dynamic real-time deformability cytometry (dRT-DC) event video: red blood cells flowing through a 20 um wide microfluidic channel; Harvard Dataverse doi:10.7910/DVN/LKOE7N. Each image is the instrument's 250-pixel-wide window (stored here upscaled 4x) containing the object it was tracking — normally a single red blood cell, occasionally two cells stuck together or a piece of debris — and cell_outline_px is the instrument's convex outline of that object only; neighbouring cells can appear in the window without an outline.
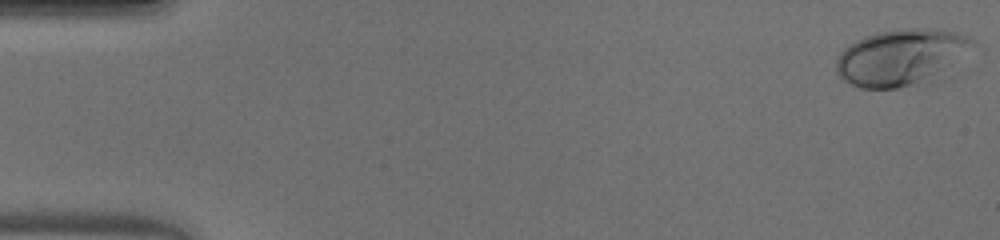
{"species": "human", "species_latin": "Homo sapiens", "temperature_condition": "warm", "stored_images_in_passage": 50, "camera_frame_rate_fps": 3000, "um_per_image_px": 0.085, "donor": {"sex": "male"}, "frame": {"image": 1, "passage_image": 1, "time_ms": 0.0, "image_size_px": [1000, 240], "cell_outline_px": [[976, 40], [932, 80], [896, 88], [860, 88], [844, 80], [836, 72], [836, 60], [840, 52], [848, 44], [864, 36], [876, 32], [900, 28], [932, 28], [956, 32], [968, 36]], "centroid_in_image_um": [76.48, 4.84], "position_along_channel_um": 8.5, "area_um2": 43.93}}
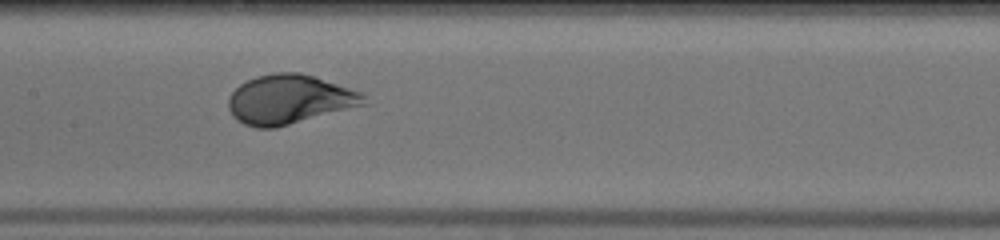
{"frame": {"image": 2, "passage_image": 25, "time_ms": 8.0, "image_size_px": [1000, 240], "cell_outline_px": [[368, 104], [276, 128], [256, 128], [244, 124], [236, 120], [232, 116], [228, 108], [228, 96], [240, 84], [256, 76], [276, 72], [300, 72], [360, 92], [364, 96]], "centroid_in_image_um": [24.56, 8.47], "position_along_channel_um": 182.8, "area_um2": 38.84}}
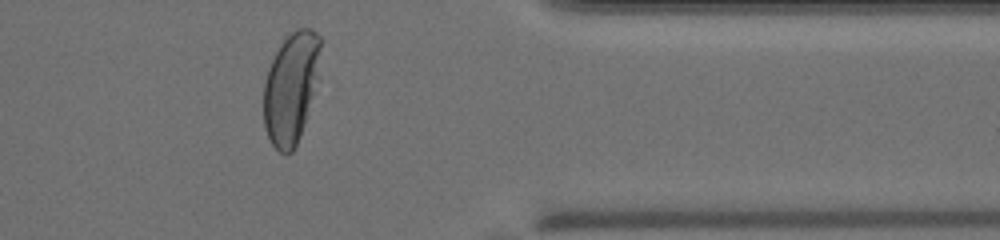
{"frame": {"image": 3, "passage_image": 41, "time_ms": 13.333, "image_size_px": [1000, 240], "cell_outline_px": [[320, 80], [304, 124], [296, 144], [292, 152], [280, 152], [272, 144], [268, 136], [264, 124], [264, 80], [268, 68], [280, 44], [296, 28], [312, 28], [320, 36]], "centroid_in_image_um": [24.77, 7.42], "position_along_channel_um": 386.6, "area_um2": 37.11}, "authors_computed_cell_mechanics": {"area_um2": 39.015, "velocity_mm_per_s": 4.1059, "shape_relaxation_time_tau1_ms": 3.2369, "shape_relaxation_time_tau2_ms": null, "deformation_change_tau1": 0.2099, "deformation_change_tau2": null}}